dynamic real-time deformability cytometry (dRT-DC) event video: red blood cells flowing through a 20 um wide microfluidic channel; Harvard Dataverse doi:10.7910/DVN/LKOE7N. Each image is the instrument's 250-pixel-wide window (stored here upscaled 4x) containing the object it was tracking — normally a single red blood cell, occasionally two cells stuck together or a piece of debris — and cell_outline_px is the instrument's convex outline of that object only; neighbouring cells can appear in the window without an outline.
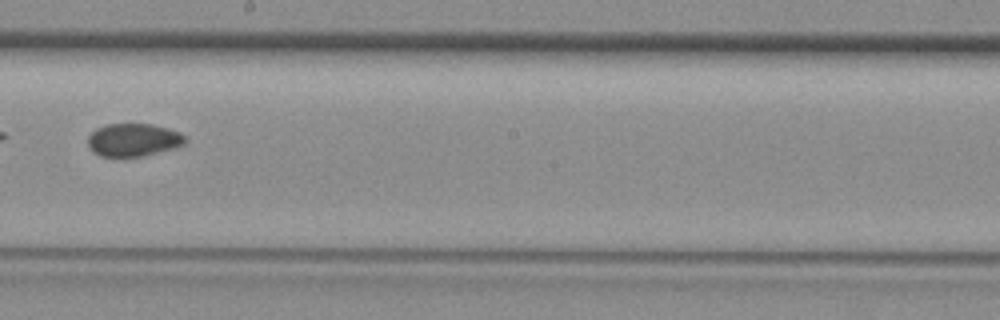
{"species": "common noctule bat (a hibernating species)", "species_latin": "Nyctalus noctula", "temperature_condition": "room temperature", "stored_images_in_passage": 39, "camera_frame_rate_fps": 3000, "um_per_image_px": 0.085, "animal": {"sex": "female", "body_mass_g": 29.2, "forearm_length_mm": 56.3}, "frame": {"image": 1, "passage_image": 23, "time_ms": 7.333, "image_size_px": [1000, 320], "cell_outline_px": [[188, 140], [184, 144], [176, 148], [140, 156], [100, 156], [92, 152], [88, 148], [88, 136], [96, 128], [108, 124], [152, 124], [168, 128], [180, 132]], "centroid_in_image_um": [11.34, 11.89], "position_along_channel_um": 236.9, "area_um2": 18.73}}